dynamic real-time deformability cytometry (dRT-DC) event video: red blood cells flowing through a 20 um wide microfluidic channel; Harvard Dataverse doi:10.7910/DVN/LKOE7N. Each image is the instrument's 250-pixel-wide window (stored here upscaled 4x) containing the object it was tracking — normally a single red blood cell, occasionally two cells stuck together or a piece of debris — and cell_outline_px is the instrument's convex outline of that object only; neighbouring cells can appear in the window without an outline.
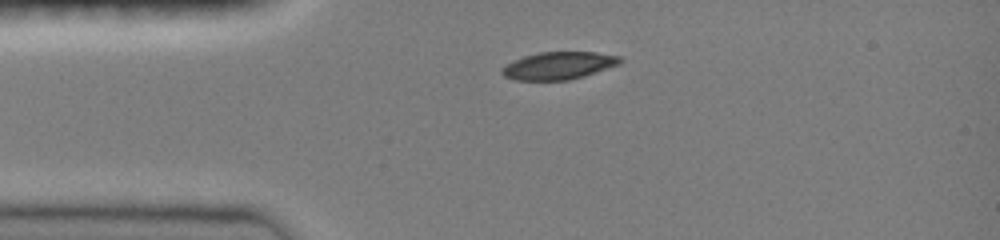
{"species": "common noctule bat (a hibernating species)", "species_latin": "Nyctalus noctula", "temperature_condition": "room temperature", "stored_images_in_passage": 34, "camera_frame_rate_fps": 3000, "um_per_image_px": 0.085, "animal": {"sex": "female", "body_mass_g": 19.0, "forearm_length_mm": 51.5}, "frame": {"image": 1, "passage_image": 1, "time_ms": 0.0, "image_size_px": [1000, 240], "cell_outline_px": [[624, 60], [620, 64], [584, 76], [568, 80], [516, 80], [504, 76], [500, 72], [512, 60], [524, 56], [540, 52], [596, 52], [620, 56]], "centroid_in_image_um": [47.52, 5.57], "position_along_channel_um": 37.5, "area_um2": 18.9}}
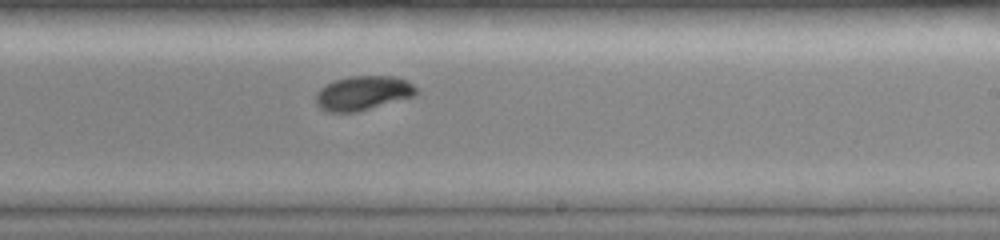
{"frame": {"image": 2, "passage_image": 19, "time_ms": 6.0, "image_size_px": [1000, 240], "cell_outline_px": [[416, 96], [356, 112], [328, 112], [320, 108], [316, 104], [316, 92], [320, 88], [336, 80], [348, 76], [392, 76], [408, 80], [416, 88]], "centroid_in_image_um": [30.85, 7.91], "position_along_channel_um": 258.1, "area_um2": 20.06}}
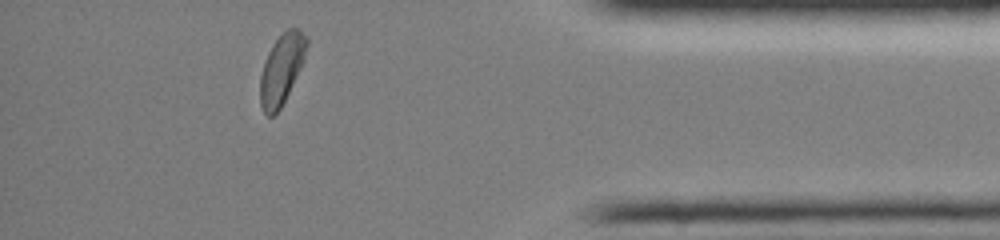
{"frame": {"image": 3, "passage_image": 32, "time_ms": 10.333, "image_size_px": [1000, 240], "cell_outline_px": [[308, 44], [304, 60], [280, 108], [272, 116], [268, 116], [264, 112], [260, 104], [260, 76], [268, 52], [272, 44], [288, 28], [296, 28], [308, 40]], "centroid_in_image_um": [23.92, 5.88], "position_along_channel_um": 411.3, "area_um2": 18.5}, "authors_computed_cell_mechanics": {"area_um2": 20.2589, "velocity_mm_per_s": 4.0518, "shape_relaxation_time_tau1_ms": 3.1481, "shape_relaxation_time_tau2_ms": null, "deformation_change_tau1": 0.1342, "deformation_change_tau2": null}}